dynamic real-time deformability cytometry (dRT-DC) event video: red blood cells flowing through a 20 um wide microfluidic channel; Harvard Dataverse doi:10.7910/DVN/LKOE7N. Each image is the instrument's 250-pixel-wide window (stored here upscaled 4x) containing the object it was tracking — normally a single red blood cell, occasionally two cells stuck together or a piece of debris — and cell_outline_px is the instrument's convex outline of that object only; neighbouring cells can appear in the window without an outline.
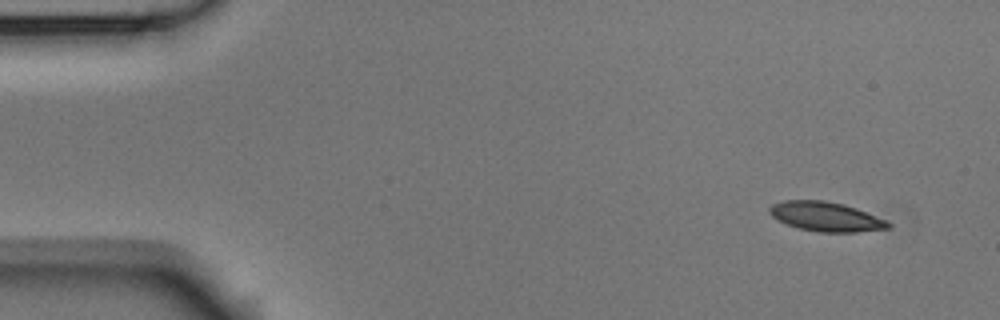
{"species": "Egyptian fruit bat (a non-hibernating species)", "species_latin": "Rousettus aegyptiacus", "temperature_condition": "room temperature", "stored_images_in_passage": 5, "segment_of_instrument_passage": [1, 2], "camera_frame_rate_fps": 3000, "um_per_image_px": 0.085, "animal": {"sex": "male"}, "frame": {"image": 1, "passage_image": 1, "time_ms": 0.0, "image_size_px": [1000, 320], "cell_outline_px": [[892, 228], [856, 232], [820, 232], [800, 228], [788, 224], [772, 216], [768, 212], [768, 208], [772, 204], [784, 200], [824, 200], [844, 204], [856, 208], [888, 220], [892, 224]], "centroid_in_image_um": [70.25, 18.41], "position_along_channel_um": 14.8, "area_um2": 20.4}}
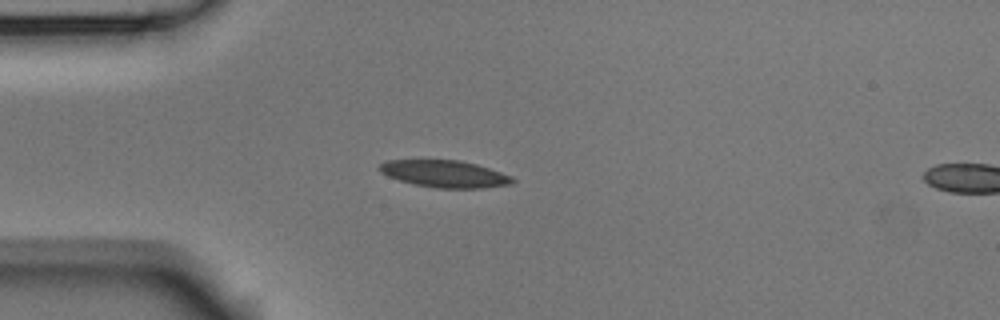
{"frame": {"image": 2, "passage_image": 4, "time_ms": 1.0, "image_size_px": [1000, 320], "cell_outline_px": [[516, 180], [512, 184], [484, 188], [436, 188], [416, 184], [400, 180], [388, 176], [380, 172], [376, 168], [384, 160], [460, 160], [476, 164], [512, 176]], "centroid_in_image_um": [37.79, 14.77], "position_along_channel_um": 47.2, "area_um2": 20.98}}